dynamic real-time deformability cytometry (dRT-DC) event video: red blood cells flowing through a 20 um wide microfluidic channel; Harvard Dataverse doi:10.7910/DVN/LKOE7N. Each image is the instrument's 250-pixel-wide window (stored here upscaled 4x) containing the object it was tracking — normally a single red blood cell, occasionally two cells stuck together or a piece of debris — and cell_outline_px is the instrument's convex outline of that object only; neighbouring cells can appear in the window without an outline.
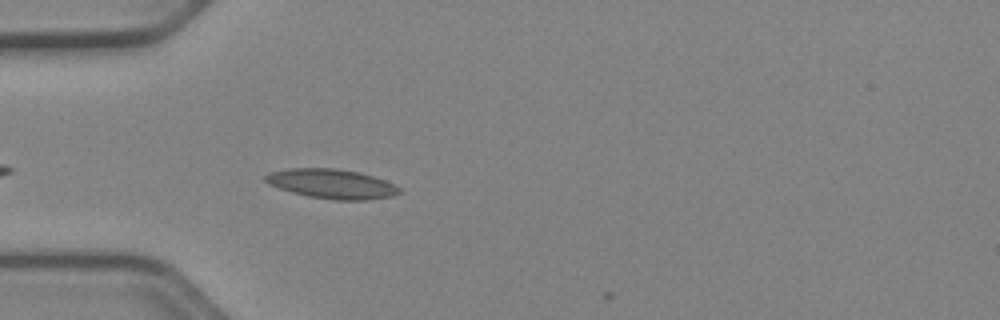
{"species": "Egyptian fruit bat (a non-hibernating species)", "species_latin": "Rousettus aegyptiacus", "temperature_condition": "cold", "stored_images_in_passage": 5, "camera_frame_rate_fps": 3000, "um_per_image_px": 0.085, "animal": {"sex": "female"}, "frame": {"image": 1, "passage_image": 4, "time_ms": 1.0, "image_size_px": [1000, 320], "cell_outline_px": [[400, 192], [392, 196], [368, 200], [336, 200], [308, 196], [292, 192], [268, 184], [264, 180], [264, 176], [268, 172], [288, 168], [336, 168], [360, 172], [384, 180], [400, 188]], "centroid_in_image_um": [28.16, 15.62], "position_along_channel_um": 56.8, "area_um2": 23.0}}